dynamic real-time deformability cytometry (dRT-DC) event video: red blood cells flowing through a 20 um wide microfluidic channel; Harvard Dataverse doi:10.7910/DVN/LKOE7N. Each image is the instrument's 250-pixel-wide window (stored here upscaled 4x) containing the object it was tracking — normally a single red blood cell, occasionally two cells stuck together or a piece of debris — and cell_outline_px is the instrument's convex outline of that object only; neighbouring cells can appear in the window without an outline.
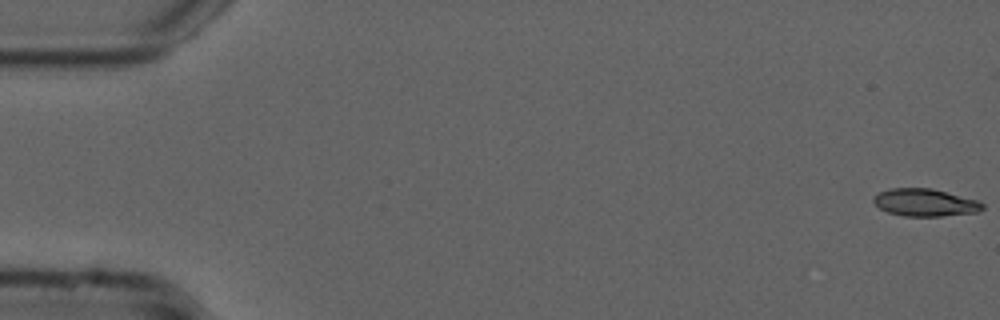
{"species": "common noctule bat (a hibernating species)", "species_latin": "Nyctalus noctula", "temperature_condition": "cold", "stored_images_in_passage": 16, "camera_frame_rate_fps": 3000, "um_per_image_px": 0.085, "animal": {"sex": "male", "forearm_length_mm": 52.5}, "frame": {"image": 1, "passage_image": 1, "time_ms": 0.0, "image_size_px": [1000, 320], "cell_outline_px": [[984, 208], [976, 212], [940, 216], [904, 216], [888, 212], [880, 208], [872, 200], [880, 192], [892, 188], [932, 188], [980, 200], [984, 204]], "centroid_in_image_um": [78.68, 17.21], "position_along_channel_um": 6.3, "area_um2": 17.4}}
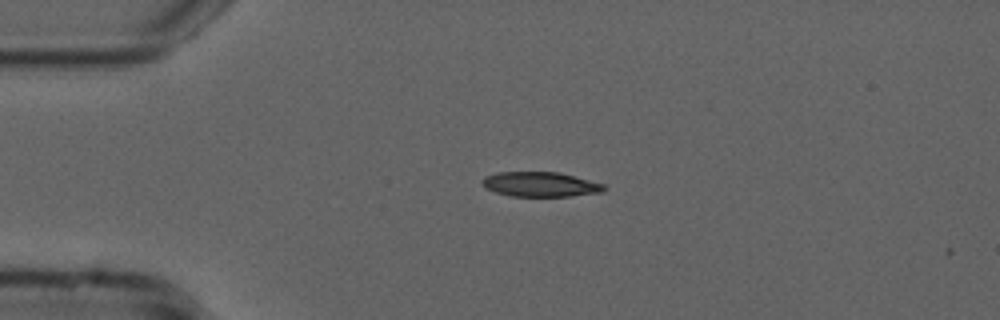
{"frame": {"image": 2, "passage_image": 13, "time_ms": 4.0, "image_size_px": [1000, 320], "cell_outline_px": [[608, 188], [604, 192], [568, 196], [512, 196], [496, 192], [484, 188], [480, 184], [480, 180], [484, 176], [496, 172], [560, 172], [604, 184]], "centroid_in_image_um": [45.9, 15.66], "position_along_channel_um": 39.1, "area_um2": 17.8}}